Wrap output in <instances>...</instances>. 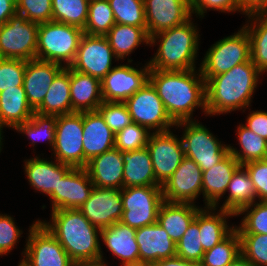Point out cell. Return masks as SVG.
Instances as JSON below:
<instances>
[{"label": "cell", "instance_id": "6da1fadb", "mask_svg": "<svg viewBox=\"0 0 267 266\" xmlns=\"http://www.w3.org/2000/svg\"><path fill=\"white\" fill-rule=\"evenodd\" d=\"M161 71L150 69L149 82L162 100L165 110L176 124L194 121L191 117L196 107L206 109V81L200 69ZM198 73V74H197Z\"/></svg>", "mask_w": 267, "mask_h": 266}, {"label": "cell", "instance_id": "7a4b0ae2", "mask_svg": "<svg viewBox=\"0 0 267 266\" xmlns=\"http://www.w3.org/2000/svg\"><path fill=\"white\" fill-rule=\"evenodd\" d=\"M261 75L250 59L216 76H203L206 81L207 115L248 108Z\"/></svg>", "mask_w": 267, "mask_h": 266}, {"label": "cell", "instance_id": "3957f363", "mask_svg": "<svg viewBox=\"0 0 267 266\" xmlns=\"http://www.w3.org/2000/svg\"><path fill=\"white\" fill-rule=\"evenodd\" d=\"M41 223L55 236L73 262L101 260L107 266L100 246L101 230L78 209L54 210L50 221Z\"/></svg>", "mask_w": 267, "mask_h": 266}, {"label": "cell", "instance_id": "277c9868", "mask_svg": "<svg viewBox=\"0 0 267 266\" xmlns=\"http://www.w3.org/2000/svg\"><path fill=\"white\" fill-rule=\"evenodd\" d=\"M192 20L191 17L181 25L150 37V46L156 45L157 41L160 43L154 57L148 62L150 69L182 71L196 68L200 35Z\"/></svg>", "mask_w": 267, "mask_h": 266}, {"label": "cell", "instance_id": "5b68a950", "mask_svg": "<svg viewBox=\"0 0 267 266\" xmlns=\"http://www.w3.org/2000/svg\"><path fill=\"white\" fill-rule=\"evenodd\" d=\"M83 35L81 28L62 22L52 20L39 24L36 59L69 67Z\"/></svg>", "mask_w": 267, "mask_h": 266}, {"label": "cell", "instance_id": "8992f818", "mask_svg": "<svg viewBox=\"0 0 267 266\" xmlns=\"http://www.w3.org/2000/svg\"><path fill=\"white\" fill-rule=\"evenodd\" d=\"M175 126L184 127L181 141L185 157L198 164L202 171L211 169L229 154V145L221 144L196 120L179 122Z\"/></svg>", "mask_w": 267, "mask_h": 266}, {"label": "cell", "instance_id": "52a82bcc", "mask_svg": "<svg viewBox=\"0 0 267 266\" xmlns=\"http://www.w3.org/2000/svg\"><path fill=\"white\" fill-rule=\"evenodd\" d=\"M200 63L202 76H216L251 59L250 39L244 27L213 44Z\"/></svg>", "mask_w": 267, "mask_h": 266}, {"label": "cell", "instance_id": "ba28073f", "mask_svg": "<svg viewBox=\"0 0 267 266\" xmlns=\"http://www.w3.org/2000/svg\"><path fill=\"white\" fill-rule=\"evenodd\" d=\"M121 199V223L135 229L157 223L158 211L164 202L161 186L122 188Z\"/></svg>", "mask_w": 267, "mask_h": 266}, {"label": "cell", "instance_id": "9c48e42d", "mask_svg": "<svg viewBox=\"0 0 267 266\" xmlns=\"http://www.w3.org/2000/svg\"><path fill=\"white\" fill-rule=\"evenodd\" d=\"M24 256L18 266H70L73 262L55 236L41 223L29 228Z\"/></svg>", "mask_w": 267, "mask_h": 266}, {"label": "cell", "instance_id": "30bf717a", "mask_svg": "<svg viewBox=\"0 0 267 266\" xmlns=\"http://www.w3.org/2000/svg\"><path fill=\"white\" fill-rule=\"evenodd\" d=\"M39 24L15 14L0 26V58L36 59Z\"/></svg>", "mask_w": 267, "mask_h": 266}, {"label": "cell", "instance_id": "8fae6325", "mask_svg": "<svg viewBox=\"0 0 267 266\" xmlns=\"http://www.w3.org/2000/svg\"><path fill=\"white\" fill-rule=\"evenodd\" d=\"M55 130L54 159L84 168L83 112L58 115Z\"/></svg>", "mask_w": 267, "mask_h": 266}, {"label": "cell", "instance_id": "7c38bea8", "mask_svg": "<svg viewBox=\"0 0 267 266\" xmlns=\"http://www.w3.org/2000/svg\"><path fill=\"white\" fill-rule=\"evenodd\" d=\"M124 103L128 108L132 122L146 127L149 131L152 129L153 132H165L175 126L167 114L162 100L149 81Z\"/></svg>", "mask_w": 267, "mask_h": 266}, {"label": "cell", "instance_id": "4fadbf2b", "mask_svg": "<svg viewBox=\"0 0 267 266\" xmlns=\"http://www.w3.org/2000/svg\"><path fill=\"white\" fill-rule=\"evenodd\" d=\"M146 147L152 160L156 182L162 186L185 158L182 141L171 130L153 132Z\"/></svg>", "mask_w": 267, "mask_h": 266}, {"label": "cell", "instance_id": "5bb4252c", "mask_svg": "<svg viewBox=\"0 0 267 266\" xmlns=\"http://www.w3.org/2000/svg\"><path fill=\"white\" fill-rule=\"evenodd\" d=\"M113 58L119 61L105 36L84 34L76 57L69 67L102 80L114 68Z\"/></svg>", "mask_w": 267, "mask_h": 266}, {"label": "cell", "instance_id": "9a60e30c", "mask_svg": "<svg viewBox=\"0 0 267 266\" xmlns=\"http://www.w3.org/2000/svg\"><path fill=\"white\" fill-rule=\"evenodd\" d=\"M142 69L130 64L114 66L101 80V92L104 102H125L149 81V64Z\"/></svg>", "mask_w": 267, "mask_h": 266}, {"label": "cell", "instance_id": "2e32d148", "mask_svg": "<svg viewBox=\"0 0 267 266\" xmlns=\"http://www.w3.org/2000/svg\"><path fill=\"white\" fill-rule=\"evenodd\" d=\"M161 188L165 202L195 204L194 200L202 194V170L185 157Z\"/></svg>", "mask_w": 267, "mask_h": 266}, {"label": "cell", "instance_id": "e0dca14e", "mask_svg": "<svg viewBox=\"0 0 267 266\" xmlns=\"http://www.w3.org/2000/svg\"><path fill=\"white\" fill-rule=\"evenodd\" d=\"M78 210L100 230L109 227L122 217L121 190L94 187L88 200Z\"/></svg>", "mask_w": 267, "mask_h": 266}, {"label": "cell", "instance_id": "ac0fdd59", "mask_svg": "<svg viewBox=\"0 0 267 266\" xmlns=\"http://www.w3.org/2000/svg\"><path fill=\"white\" fill-rule=\"evenodd\" d=\"M144 8L149 38L192 17L190 0H144Z\"/></svg>", "mask_w": 267, "mask_h": 266}, {"label": "cell", "instance_id": "d6986e66", "mask_svg": "<svg viewBox=\"0 0 267 266\" xmlns=\"http://www.w3.org/2000/svg\"><path fill=\"white\" fill-rule=\"evenodd\" d=\"M24 162L25 174L30 186L49 196L52 202L51 211L57 210V185L72 166L60 163L58 160L52 162L45 158L41 159L40 156Z\"/></svg>", "mask_w": 267, "mask_h": 266}, {"label": "cell", "instance_id": "ffe728a7", "mask_svg": "<svg viewBox=\"0 0 267 266\" xmlns=\"http://www.w3.org/2000/svg\"><path fill=\"white\" fill-rule=\"evenodd\" d=\"M139 263L152 264L176 256V244L158 223L136 229Z\"/></svg>", "mask_w": 267, "mask_h": 266}, {"label": "cell", "instance_id": "44dd1931", "mask_svg": "<svg viewBox=\"0 0 267 266\" xmlns=\"http://www.w3.org/2000/svg\"><path fill=\"white\" fill-rule=\"evenodd\" d=\"M115 147V134L98 110L83 112L84 168L95 156Z\"/></svg>", "mask_w": 267, "mask_h": 266}, {"label": "cell", "instance_id": "7402d4cb", "mask_svg": "<svg viewBox=\"0 0 267 266\" xmlns=\"http://www.w3.org/2000/svg\"><path fill=\"white\" fill-rule=\"evenodd\" d=\"M64 68L63 65L49 61L38 59L27 61L23 88L33 110L42 103L54 78Z\"/></svg>", "mask_w": 267, "mask_h": 266}, {"label": "cell", "instance_id": "603a6c76", "mask_svg": "<svg viewBox=\"0 0 267 266\" xmlns=\"http://www.w3.org/2000/svg\"><path fill=\"white\" fill-rule=\"evenodd\" d=\"M85 168L94 187L123 188L124 162L119 149L114 147L93 157Z\"/></svg>", "mask_w": 267, "mask_h": 266}, {"label": "cell", "instance_id": "cb8c5ba5", "mask_svg": "<svg viewBox=\"0 0 267 266\" xmlns=\"http://www.w3.org/2000/svg\"><path fill=\"white\" fill-rule=\"evenodd\" d=\"M93 188L86 168L72 167L57 185V210L79 209L88 200Z\"/></svg>", "mask_w": 267, "mask_h": 266}, {"label": "cell", "instance_id": "d4e9b609", "mask_svg": "<svg viewBox=\"0 0 267 266\" xmlns=\"http://www.w3.org/2000/svg\"><path fill=\"white\" fill-rule=\"evenodd\" d=\"M100 237L110 252L121 260V265L139 264V246L136 229L116 222L101 229Z\"/></svg>", "mask_w": 267, "mask_h": 266}, {"label": "cell", "instance_id": "484cf974", "mask_svg": "<svg viewBox=\"0 0 267 266\" xmlns=\"http://www.w3.org/2000/svg\"><path fill=\"white\" fill-rule=\"evenodd\" d=\"M240 165L229 153L211 169L202 171V194L206 207H218V202L225 195L232 175Z\"/></svg>", "mask_w": 267, "mask_h": 266}, {"label": "cell", "instance_id": "4316f807", "mask_svg": "<svg viewBox=\"0 0 267 266\" xmlns=\"http://www.w3.org/2000/svg\"><path fill=\"white\" fill-rule=\"evenodd\" d=\"M70 95L73 112L95 111L104 102L101 80L70 68Z\"/></svg>", "mask_w": 267, "mask_h": 266}, {"label": "cell", "instance_id": "83f0119b", "mask_svg": "<svg viewBox=\"0 0 267 266\" xmlns=\"http://www.w3.org/2000/svg\"><path fill=\"white\" fill-rule=\"evenodd\" d=\"M201 207L191 203L163 202L158 211L157 223L165 229L175 244L182 238Z\"/></svg>", "mask_w": 267, "mask_h": 266}, {"label": "cell", "instance_id": "f1b7e54d", "mask_svg": "<svg viewBox=\"0 0 267 266\" xmlns=\"http://www.w3.org/2000/svg\"><path fill=\"white\" fill-rule=\"evenodd\" d=\"M124 162L123 188L160 186L156 182L152 160L147 147L122 152Z\"/></svg>", "mask_w": 267, "mask_h": 266}, {"label": "cell", "instance_id": "f546056e", "mask_svg": "<svg viewBox=\"0 0 267 266\" xmlns=\"http://www.w3.org/2000/svg\"><path fill=\"white\" fill-rule=\"evenodd\" d=\"M215 210L217 208L212 206H204V209L199 210V230L204 252L220 243L235 229V226L229 227L226 221L235 214L223 209H219V212Z\"/></svg>", "mask_w": 267, "mask_h": 266}, {"label": "cell", "instance_id": "4dcf8cb0", "mask_svg": "<svg viewBox=\"0 0 267 266\" xmlns=\"http://www.w3.org/2000/svg\"><path fill=\"white\" fill-rule=\"evenodd\" d=\"M34 110L29 105L23 86L7 89L0 93V135L3 127L15 129L28 121Z\"/></svg>", "mask_w": 267, "mask_h": 266}, {"label": "cell", "instance_id": "1f68e13d", "mask_svg": "<svg viewBox=\"0 0 267 266\" xmlns=\"http://www.w3.org/2000/svg\"><path fill=\"white\" fill-rule=\"evenodd\" d=\"M42 115L72 113L70 67H65L53 80L42 103L34 110Z\"/></svg>", "mask_w": 267, "mask_h": 266}, {"label": "cell", "instance_id": "d6a6232c", "mask_svg": "<svg viewBox=\"0 0 267 266\" xmlns=\"http://www.w3.org/2000/svg\"><path fill=\"white\" fill-rule=\"evenodd\" d=\"M228 190V191H227ZM229 195L220 209L237 214L243 207L257 202V194L251 178L243 165H240L226 189Z\"/></svg>", "mask_w": 267, "mask_h": 266}, {"label": "cell", "instance_id": "836d02e7", "mask_svg": "<svg viewBox=\"0 0 267 266\" xmlns=\"http://www.w3.org/2000/svg\"><path fill=\"white\" fill-rule=\"evenodd\" d=\"M113 53L118 60L123 61L125 56H129L141 43H150L147 32L139 26L125 24H115L105 35Z\"/></svg>", "mask_w": 267, "mask_h": 266}, {"label": "cell", "instance_id": "e575fe53", "mask_svg": "<svg viewBox=\"0 0 267 266\" xmlns=\"http://www.w3.org/2000/svg\"><path fill=\"white\" fill-rule=\"evenodd\" d=\"M243 27L250 39L251 60L263 74L267 72V13L249 14Z\"/></svg>", "mask_w": 267, "mask_h": 266}, {"label": "cell", "instance_id": "d590c367", "mask_svg": "<svg viewBox=\"0 0 267 266\" xmlns=\"http://www.w3.org/2000/svg\"><path fill=\"white\" fill-rule=\"evenodd\" d=\"M236 132L241 150H237L229 145V153H231L241 165L267 158V140L256 135L243 124H239Z\"/></svg>", "mask_w": 267, "mask_h": 266}, {"label": "cell", "instance_id": "8d00e7d4", "mask_svg": "<svg viewBox=\"0 0 267 266\" xmlns=\"http://www.w3.org/2000/svg\"><path fill=\"white\" fill-rule=\"evenodd\" d=\"M116 24L108 0H90L84 34L105 36Z\"/></svg>", "mask_w": 267, "mask_h": 266}, {"label": "cell", "instance_id": "74e56055", "mask_svg": "<svg viewBox=\"0 0 267 266\" xmlns=\"http://www.w3.org/2000/svg\"><path fill=\"white\" fill-rule=\"evenodd\" d=\"M56 121V115H42L34 112L28 121L18 125L14 130L28 136L32 140L33 147L36 141L47 140L52 149L55 142Z\"/></svg>", "mask_w": 267, "mask_h": 266}, {"label": "cell", "instance_id": "f35d334b", "mask_svg": "<svg viewBox=\"0 0 267 266\" xmlns=\"http://www.w3.org/2000/svg\"><path fill=\"white\" fill-rule=\"evenodd\" d=\"M90 0H52V20L84 30Z\"/></svg>", "mask_w": 267, "mask_h": 266}, {"label": "cell", "instance_id": "ab89813d", "mask_svg": "<svg viewBox=\"0 0 267 266\" xmlns=\"http://www.w3.org/2000/svg\"><path fill=\"white\" fill-rule=\"evenodd\" d=\"M240 254V237L234 229L224 240L204 252L199 266H227Z\"/></svg>", "mask_w": 267, "mask_h": 266}, {"label": "cell", "instance_id": "60d3db41", "mask_svg": "<svg viewBox=\"0 0 267 266\" xmlns=\"http://www.w3.org/2000/svg\"><path fill=\"white\" fill-rule=\"evenodd\" d=\"M117 24L142 27L147 32L144 0H108Z\"/></svg>", "mask_w": 267, "mask_h": 266}, {"label": "cell", "instance_id": "b9f144b4", "mask_svg": "<svg viewBox=\"0 0 267 266\" xmlns=\"http://www.w3.org/2000/svg\"><path fill=\"white\" fill-rule=\"evenodd\" d=\"M246 213V214H245ZM245 214L240 226H235L238 234L267 235V201H258L243 207L236 216Z\"/></svg>", "mask_w": 267, "mask_h": 266}, {"label": "cell", "instance_id": "7bdbcfd3", "mask_svg": "<svg viewBox=\"0 0 267 266\" xmlns=\"http://www.w3.org/2000/svg\"><path fill=\"white\" fill-rule=\"evenodd\" d=\"M204 254L199 230V211L182 238L176 244V256L200 263Z\"/></svg>", "mask_w": 267, "mask_h": 266}, {"label": "cell", "instance_id": "ee69618b", "mask_svg": "<svg viewBox=\"0 0 267 266\" xmlns=\"http://www.w3.org/2000/svg\"><path fill=\"white\" fill-rule=\"evenodd\" d=\"M150 134L146 127L132 122L115 134V148L121 152L142 149L147 146Z\"/></svg>", "mask_w": 267, "mask_h": 266}, {"label": "cell", "instance_id": "f6af8a7d", "mask_svg": "<svg viewBox=\"0 0 267 266\" xmlns=\"http://www.w3.org/2000/svg\"><path fill=\"white\" fill-rule=\"evenodd\" d=\"M241 254L254 266H267V235L239 234Z\"/></svg>", "mask_w": 267, "mask_h": 266}, {"label": "cell", "instance_id": "bcb514c9", "mask_svg": "<svg viewBox=\"0 0 267 266\" xmlns=\"http://www.w3.org/2000/svg\"><path fill=\"white\" fill-rule=\"evenodd\" d=\"M26 65V60L0 58V93L23 86Z\"/></svg>", "mask_w": 267, "mask_h": 266}, {"label": "cell", "instance_id": "7dc6e473", "mask_svg": "<svg viewBox=\"0 0 267 266\" xmlns=\"http://www.w3.org/2000/svg\"><path fill=\"white\" fill-rule=\"evenodd\" d=\"M16 13L42 24L52 21V0H16Z\"/></svg>", "mask_w": 267, "mask_h": 266}, {"label": "cell", "instance_id": "c3c4849f", "mask_svg": "<svg viewBox=\"0 0 267 266\" xmlns=\"http://www.w3.org/2000/svg\"><path fill=\"white\" fill-rule=\"evenodd\" d=\"M114 134L132 123L124 102H103L97 109Z\"/></svg>", "mask_w": 267, "mask_h": 266}, {"label": "cell", "instance_id": "681fc988", "mask_svg": "<svg viewBox=\"0 0 267 266\" xmlns=\"http://www.w3.org/2000/svg\"><path fill=\"white\" fill-rule=\"evenodd\" d=\"M21 234L22 231L16 226L13 217L0 214V256L13 250Z\"/></svg>", "mask_w": 267, "mask_h": 266}, {"label": "cell", "instance_id": "f907efd6", "mask_svg": "<svg viewBox=\"0 0 267 266\" xmlns=\"http://www.w3.org/2000/svg\"><path fill=\"white\" fill-rule=\"evenodd\" d=\"M191 14L197 15L200 18L204 17L207 10H217L221 12H242L241 6L238 0H190Z\"/></svg>", "mask_w": 267, "mask_h": 266}, {"label": "cell", "instance_id": "816d5d0a", "mask_svg": "<svg viewBox=\"0 0 267 266\" xmlns=\"http://www.w3.org/2000/svg\"><path fill=\"white\" fill-rule=\"evenodd\" d=\"M254 184L258 201H267V159L243 165Z\"/></svg>", "mask_w": 267, "mask_h": 266}, {"label": "cell", "instance_id": "f5cc1de1", "mask_svg": "<svg viewBox=\"0 0 267 266\" xmlns=\"http://www.w3.org/2000/svg\"><path fill=\"white\" fill-rule=\"evenodd\" d=\"M246 121L247 123L243 124L246 128L267 140V112L251 111Z\"/></svg>", "mask_w": 267, "mask_h": 266}, {"label": "cell", "instance_id": "db71d44e", "mask_svg": "<svg viewBox=\"0 0 267 266\" xmlns=\"http://www.w3.org/2000/svg\"><path fill=\"white\" fill-rule=\"evenodd\" d=\"M243 14L267 13V0H238Z\"/></svg>", "mask_w": 267, "mask_h": 266}, {"label": "cell", "instance_id": "11a10c76", "mask_svg": "<svg viewBox=\"0 0 267 266\" xmlns=\"http://www.w3.org/2000/svg\"><path fill=\"white\" fill-rule=\"evenodd\" d=\"M16 14V0H0V26Z\"/></svg>", "mask_w": 267, "mask_h": 266}, {"label": "cell", "instance_id": "9f6ffc18", "mask_svg": "<svg viewBox=\"0 0 267 266\" xmlns=\"http://www.w3.org/2000/svg\"><path fill=\"white\" fill-rule=\"evenodd\" d=\"M150 266H199V264L175 256L172 258L161 259L155 263L150 264Z\"/></svg>", "mask_w": 267, "mask_h": 266}, {"label": "cell", "instance_id": "6f0895ef", "mask_svg": "<svg viewBox=\"0 0 267 266\" xmlns=\"http://www.w3.org/2000/svg\"><path fill=\"white\" fill-rule=\"evenodd\" d=\"M227 266H254V265L249 260H247L242 254H240Z\"/></svg>", "mask_w": 267, "mask_h": 266}, {"label": "cell", "instance_id": "680465c9", "mask_svg": "<svg viewBox=\"0 0 267 266\" xmlns=\"http://www.w3.org/2000/svg\"><path fill=\"white\" fill-rule=\"evenodd\" d=\"M70 266H106L100 261H84V262H72Z\"/></svg>", "mask_w": 267, "mask_h": 266}, {"label": "cell", "instance_id": "91938a15", "mask_svg": "<svg viewBox=\"0 0 267 266\" xmlns=\"http://www.w3.org/2000/svg\"><path fill=\"white\" fill-rule=\"evenodd\" d=\"M122 266H150V264L139 263V264L122 265Z\"/></svg>", "mask_w": 267, "mask_h": 266}, {"label": "cell", "instance_id": "94428289", "mask_svg": "<svg viewBox=\"0 0 267 266\" xmlns=\"http://www.w3.org/2000/svg\"><path fill=\"white\" fill-rule=\"evenodd\" d=\"M2 138H3V136L0 135V153H1L2 145H3V144H2V142H3V141H2V140H3Z\"/></svg>", "mask_w": 267, "mask_h": 266}]
</instances>
